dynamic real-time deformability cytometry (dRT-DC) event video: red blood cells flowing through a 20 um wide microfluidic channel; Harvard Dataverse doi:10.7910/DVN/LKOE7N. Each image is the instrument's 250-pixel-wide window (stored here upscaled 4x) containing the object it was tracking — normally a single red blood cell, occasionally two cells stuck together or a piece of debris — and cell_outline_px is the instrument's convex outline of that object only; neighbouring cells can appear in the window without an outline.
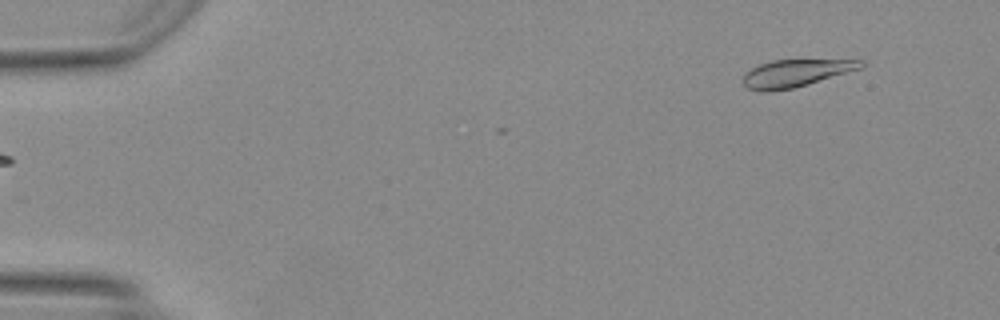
{"species": "Egyptian fruit bat (a non-hibernating species)", "species_latin": "Rousettus aegyptiacus", "temperature_condition": "warm", "stored_images_in_passage": 5, "camera_frame_rate_fps": 3000, "um_per_image_px": 0.085, "animal": {"sex": "female"}, "frame": {"image": 1, "passage_image": 1, "time_ms": 0.0, "image_size_px": [1000, 320], "cell_outline_px": [[864, 64], [860, 68], [808, 84], [792, 88], [768, 92], [748, 88], [740, 80], [744, 72], [760, 64], [772, 60], [864, 60]], "centroid_in_image_um": [67.56, 6.22], "position_along_channel_um": 17.4, "area_um2": 18.55}}